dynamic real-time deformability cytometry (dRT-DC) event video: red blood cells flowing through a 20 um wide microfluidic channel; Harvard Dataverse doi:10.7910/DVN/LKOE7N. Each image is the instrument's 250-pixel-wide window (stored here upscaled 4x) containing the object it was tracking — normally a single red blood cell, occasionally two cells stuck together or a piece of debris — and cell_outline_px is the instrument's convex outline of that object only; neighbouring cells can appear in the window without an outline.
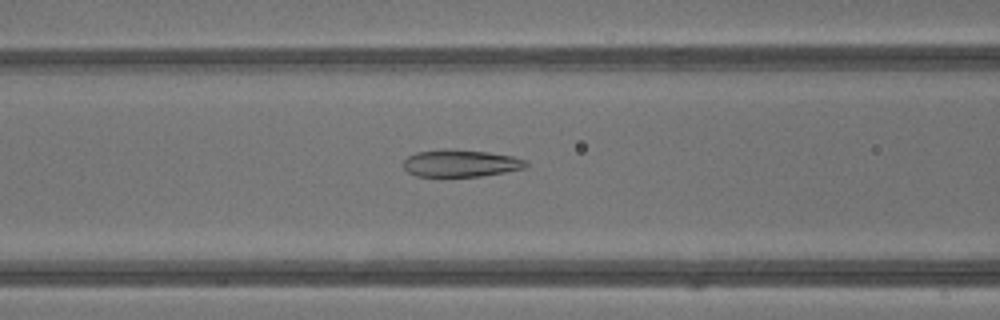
{"species": "common noctule bat (a hibernating species)", "species_latin": "Nyctalus noctula", "temperature_condition": "warm", "stored_images_in_passage": 32, "camera_frame_rate_fps": 3000, "um_per_image_px": 0.085, "animal": {"sex": "male", "body_mass_g": 13.3}, "frame": {"image": 1, "passage_image": 15, "time_ms": 4.667, "image_size_px": [1000, 320], "cell_outline_px": [[528, 164], [524, 168], [504, 172], [480, 176], [416, 176], [408, 172], [404, 168], [404, 160], [408, 156], [416, 152], [444, 148], [448, 148], [488, 152], [512, 156], [528, 160]], "centroid_in_image_um": [39.15, 13.86], "position_along_channel_um": 127.5, "area_um2": 19.48}}
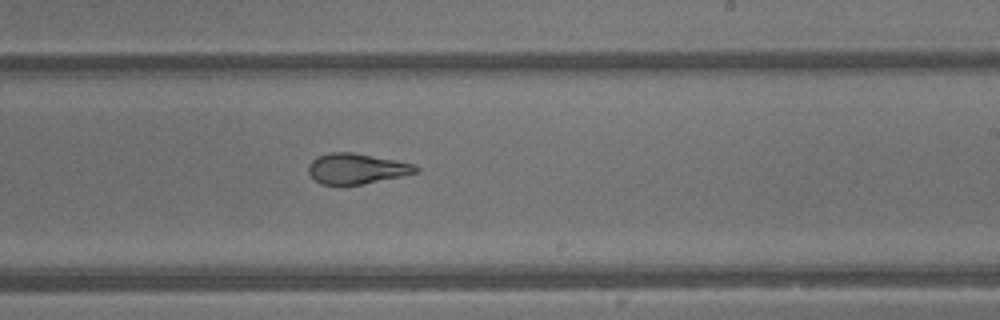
{"frame": {"image": 2, "passage_image": 23, "time_ms": 7.333, "image_size_px": [1000, 320], "cell_outline_px": [[420, 172], [360, 184], [320, 184], [308, 172], [308, 164], [316, 156], [328, 152], [352, 152], [412, 164], [420, 168]], "centroid_in_image_um": [30.26, 14.32], "position_along_channel_um": 258.7, "area_um2": 18.73}}
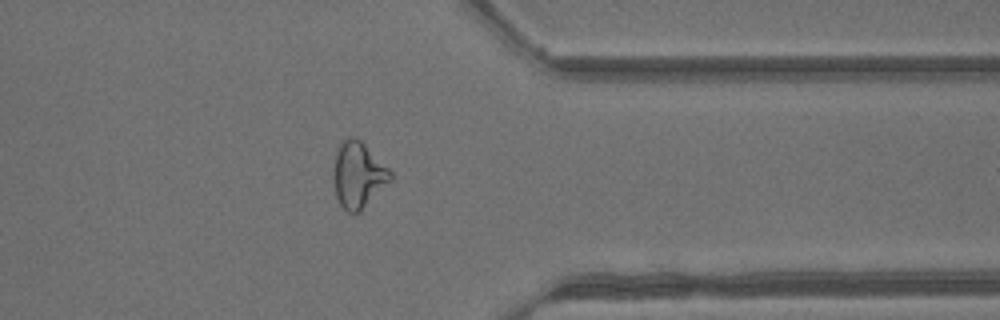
{"frame": {"image": 3, "passage_image": 31, "time_ms": 10.0, "image_size_px": [1000, 320], "cell_outline_px": [[392, 180], [360, 212], [348, 212], [340, 204], [336, 196], [332, 172], [336, 156], [340, 144], [348, 136], [352, 136], [360, 140], [392, 172]], "centroid_in_image_um": [30.45, 14.89], "position_along_channel_um": 381.0, "area_um2": 21.68}}